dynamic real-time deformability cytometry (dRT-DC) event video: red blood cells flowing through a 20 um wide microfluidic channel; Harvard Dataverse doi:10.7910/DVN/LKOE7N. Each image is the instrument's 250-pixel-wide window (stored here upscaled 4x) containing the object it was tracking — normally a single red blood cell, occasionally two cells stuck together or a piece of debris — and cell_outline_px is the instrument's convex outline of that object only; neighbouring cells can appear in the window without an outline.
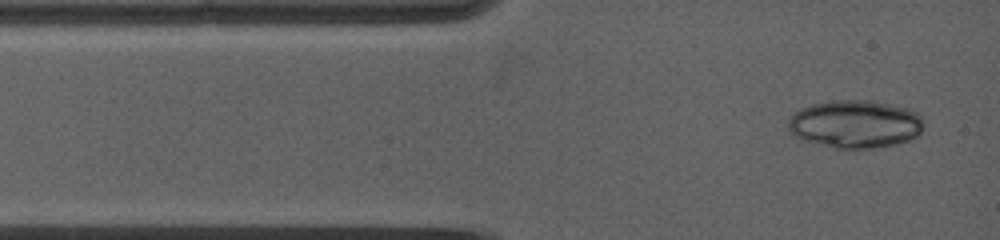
{"species": "common noctule bat (a hibernating species)", "species_latin": "Nyctalus noctula", "temperature_condition": "warm", "stored_images_in_passage": 6, "camera_frame_rate_fps": 5000, "um_per_image_px": 0.085, "animal": {"sex": "female", "body_mass_g": 19.0, "forearm_length_mm": 53.3}, "frame": {"image": 1, "passage_image": 2, "time_ms": 0.4, "image_size_px": [1000, 240], "cell_outline_px": [[920, 132], [916, 136], [908, 140], [892, 144], [872, 148], [836, 148], [804, 140], [796, 136], [788, 128], [788, 120], [800, 108], [812, 104], [832, 100], [872, 100], [908, 108], [916, 112], [920, 116]], "centroid_in_image_um": [72.66, 10.52], "position_along_channel_um": 12.3, "area_um2": 37.34}}